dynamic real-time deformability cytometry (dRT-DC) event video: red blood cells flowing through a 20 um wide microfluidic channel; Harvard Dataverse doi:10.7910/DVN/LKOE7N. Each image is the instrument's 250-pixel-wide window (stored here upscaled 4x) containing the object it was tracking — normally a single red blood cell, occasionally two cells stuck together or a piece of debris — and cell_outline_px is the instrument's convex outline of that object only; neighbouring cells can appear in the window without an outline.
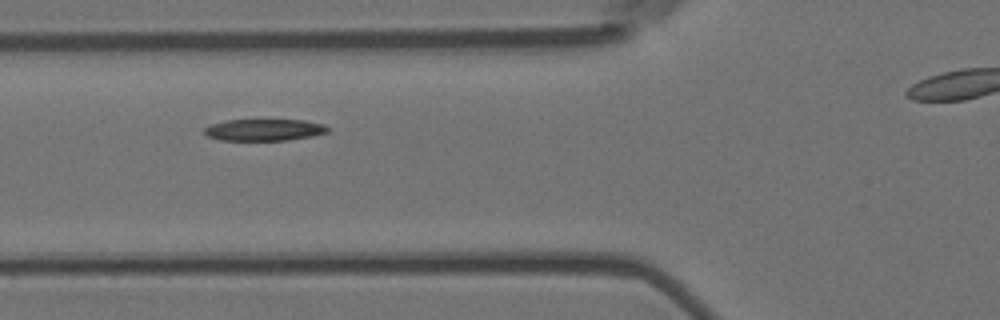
{"species": "Egyptian fruit bat (a non-hibernating species)", "species_latin": "Rousettus aegyptiacus", "temperature_condition": "room temperature", "stored_images_in_passage": 6, "segment_of_instrument_passage": [1, 2], "camera_frame_rate_fps": 3000, "um_per_image_px": 0.085, "animal": {"sex": "female"}, "frame": {"image": 1, "passage_image": 4, "time_ms": 1.0, "image_size_px": [1000, 320], "cell_outline_px": [[328, 132], [312, 136], [288, 140], [220, 140], [208, 136], [204, 132], [204, 128], [212, 124], [228, 120], [304, 120], [324, 124], [328, 128]], "centroid_in_image_um": [22.47, 11.04], "position_along_channel_um": 103.3, "area_um2": 15.49}}
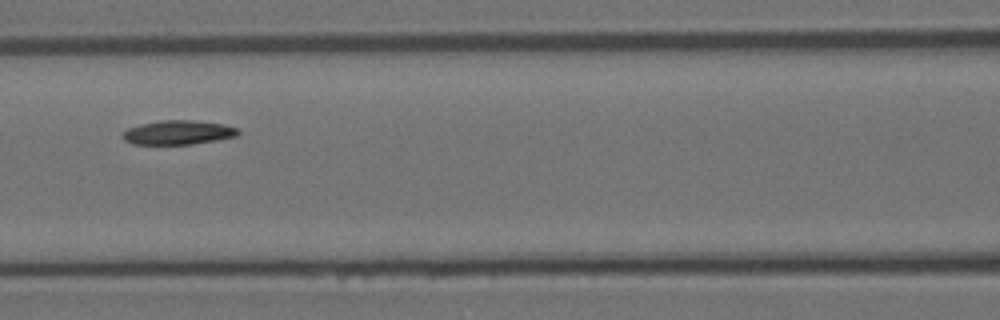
{"frame": {"image": 2, "passage_image": 5, "time_ms": 1.333, "image_size_px": [1000, 320], "cell_outline_px": [[240, 132], [236, 136], [216, 140], [192, 144], [132, 144], [124, 140], [120, 136], [128, 128], [140, 124], [160, 120], [192, 120], [224, 124], [236, 128]], "centroid_in_image_um": [15.11, 11.26], "position_along_channel_um": 151.5, "area_um2": 16.24}}